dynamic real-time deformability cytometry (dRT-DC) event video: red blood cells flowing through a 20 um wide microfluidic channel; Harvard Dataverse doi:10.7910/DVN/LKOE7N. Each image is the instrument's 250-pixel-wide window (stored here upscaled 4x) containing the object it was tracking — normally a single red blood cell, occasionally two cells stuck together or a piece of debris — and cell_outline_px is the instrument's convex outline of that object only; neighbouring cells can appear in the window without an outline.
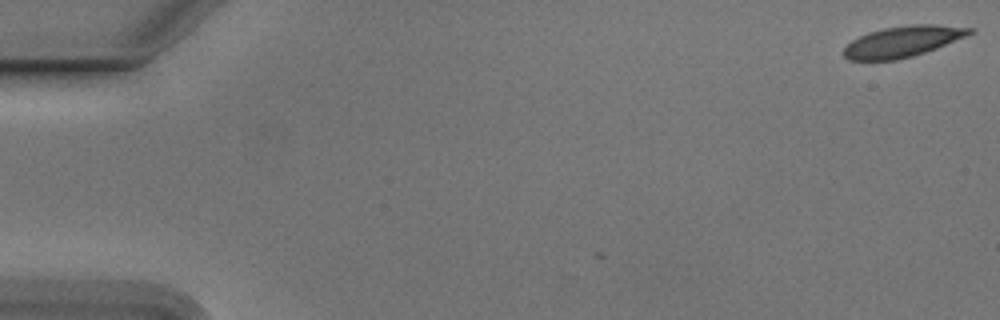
{"species": "Egyptian fruit bat (a non-hibernating species)", "species_latin": "Rousettus aegyptiacus", "temperature_condition": "cold", "stored_images_in_passage": 7, "camera_frame_rate_fps": 3000, "um_per_image_px": 0.085, "animal": {"sex": "male"}, "frame": {"image": 1, "passage_image": 1, "time_ms": 0.0, "image_size_px": [1000, 320], "cell_outline_px": [[976, 32], [936, 48], [912, 56], [896, 60], [848, 60], [844, 56], [844, 48], [852, 40], [868, 32], [884, 28], [912, 24], [936, 24], [972, 28]], "centroid_in_image_um": [76.74, 3.52], "position_along_channel_um": 8.3, "area_um2": 22.54}}